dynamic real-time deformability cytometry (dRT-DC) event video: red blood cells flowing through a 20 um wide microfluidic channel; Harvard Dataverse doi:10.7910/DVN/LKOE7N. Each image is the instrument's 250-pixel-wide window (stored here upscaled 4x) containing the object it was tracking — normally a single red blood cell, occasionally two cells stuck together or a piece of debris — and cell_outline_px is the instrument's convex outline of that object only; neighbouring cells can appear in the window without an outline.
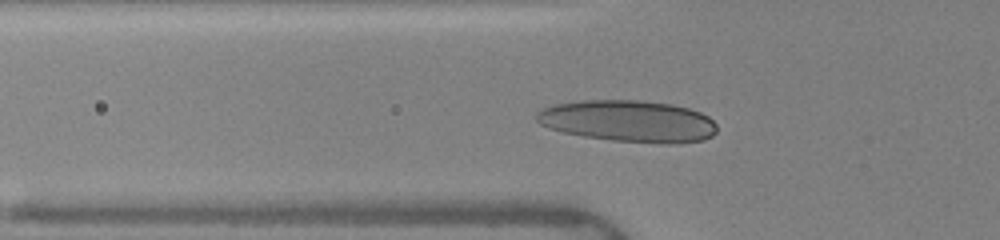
{"species": "human", "species_latin": "Homo sapiens", "temperature_condition": "warm", "stored_images_in_passage": 39, "camera_frame_rate_fps": 3000, "um_per_image_px": 0.085, "donor": {"sex": "female"}, "frame": {"image": 1, "passage_image": 12, "time_ms": 3.667, "image_size_px": [1000, 240], "cell_outline_px": [[716, 132], [712, 136], [704, 140], [672, 144], [668, 144], [612, 140], [584, 136], [564, 132], [540, 124], [536, 120], [536, 112], [544, 108], [556, 104], [584, 100], [640, 100], [672, 104], [688, 108], [700, 112], [708, 116], [716, 124]], "centroid_in_image_um": [53.45, 10.29], "position_along_channel_um": 72.3, "area_um2": 43.75}}
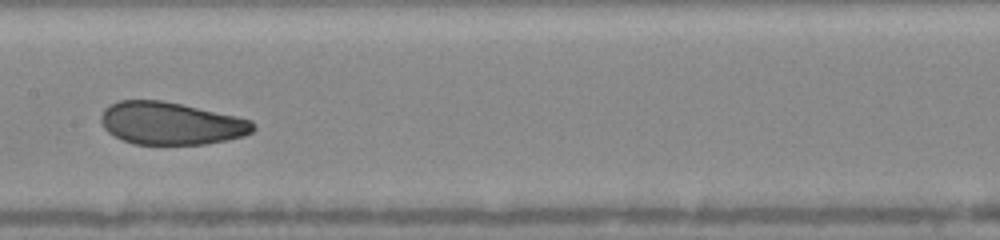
{"frame": {"image": 2, "passage_image": 21, "time_ms": 6.667, "image_size_px": [1000, 240], "cell_outline_px": [[256, 128], [252, 132], [244, 136], [228, 140], [204, 144], [132, 144], [108, 132], [104, 128], [100, 120], [100, 116], [104, 108], [108, 104], [120, 100], [160, 100], [180, 104], [236, 116], [252, 120]], "centroid_in_image_um": [14.52, 10.48], "position_along_channel_um": 192.9, "area_um2": 37.74}}
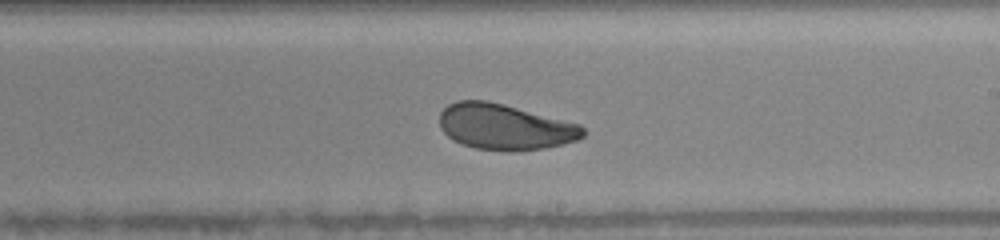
{"frame": {"image": 3, "passage_image": 25, "time_ms": 8.0, "image_size_px": [1000, 240], "cell_outline_px": [[584, 136], [576, 140], [544, 148], [512, 152], [504, 152], [476, 148], [452, 140], [440, 128], [440, 112], [448, 104], [456, 100], [484, 100], [504, 104], [580, 124], [584, 128]], "centroid_in_image_um": [42.89, 10.78], "position_along_channel_um": 246.1, "area_um2": 38.32}, "authors_computed_cell_mechanics": {"area_um2": 38.3792, "velocity_mm_per_s": 4.0067, "shape_relaxation_time_tau1_ms": 3.8244, "shape_relaxation_time_tau2_ms": 1.6945, "deformation_change_tau1": 0.1417, "deformation_change_tau2": 0.0821}}